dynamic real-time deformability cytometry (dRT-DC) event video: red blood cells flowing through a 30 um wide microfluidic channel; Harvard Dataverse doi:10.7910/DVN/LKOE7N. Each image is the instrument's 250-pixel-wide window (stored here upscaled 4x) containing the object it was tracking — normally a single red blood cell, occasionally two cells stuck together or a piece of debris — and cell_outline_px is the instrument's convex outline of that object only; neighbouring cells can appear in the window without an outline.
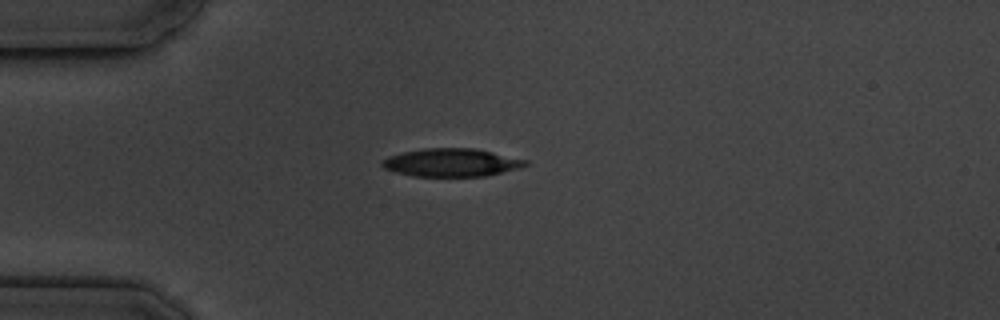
{"species": "common noctule bat (a hibernating species)", "species_latin": "Nyctalus noctula", "temperature_condition": "cold", "stored_images_in_passage": 6, "camera_frame_rate_fps": 3000, "um_per_image_px": 0.085, "animal": {"sex": "male", "body_mass_g": 19.5, "forearm_length_mm": 54.6}, "frame": {"image": 1, "passage_image": 1, "time_ms": 0.0, "image_size_px": [1000, 320], "cell_outline_px": [[528, 164], [516, 168], [484, 176], [412, 176], [396, 172], [384, 168], [380, 164], [380, 160], [388, 156], [404, 152], [424, 148], [476, 148], [528, 160]], "centroid_in_image_um": [38.32, 13.8], "position_along_channel_um": 46.7, "area_um2": 23.29}}
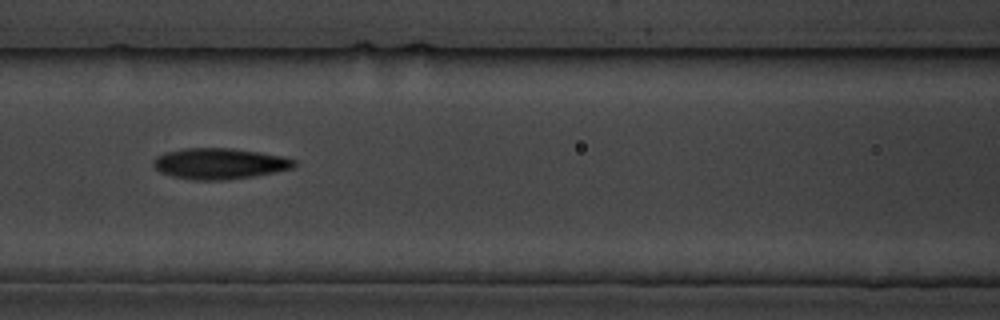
{"frame": {"image": 2, "passage_image": 4, "time_ms": 3.333, "image_size_px": [1000, 320], "cell_outline_px": [[296, 164], [292, 168], [252, 176], [224, 180], [192, 180], [172, 176], [160, 172], [152, 164], [156, 156], [164, 152], [184, 148], [232, 148], [280, 156], [296, 160]], "centroid_in_image_um": [18.6, 13.9], "position_along_channel_um": 148.0, "area_um2": 25.14}}